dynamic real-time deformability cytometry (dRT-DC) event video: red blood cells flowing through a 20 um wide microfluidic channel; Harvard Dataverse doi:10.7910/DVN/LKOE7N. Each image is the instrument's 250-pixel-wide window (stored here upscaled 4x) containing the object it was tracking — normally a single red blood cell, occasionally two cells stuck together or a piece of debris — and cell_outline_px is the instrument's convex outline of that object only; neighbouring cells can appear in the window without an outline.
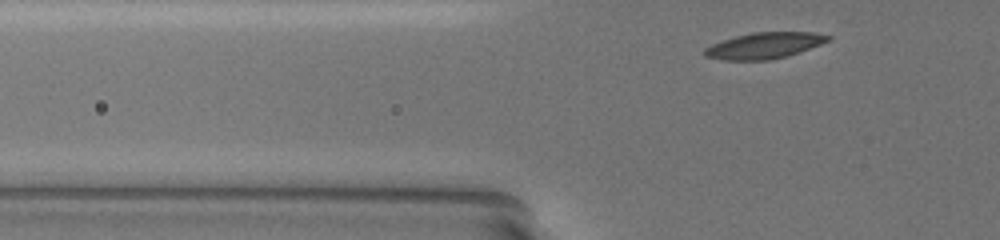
{"species": "common noctule bat (a hibernating species)", "species_latin": "Nyctalus noctula", "temperature_condition": "warm", "stored_images_in_passage": 33, "camera_frame_rate_fps": 3000, "um_per_image_px": 0.085, "animal": {"sex": "female", "body_mass_g": 19.5, "forearm_length_mm": 54.1}, "frame": {"image": 1, "passage_image": 4, "time_ms": 1.0, "image_size_px": [1000, 240], "cell_outline_px": [[832, 40], [800, 52], [788, 56], [768, 60], [720, 60], [704, 56], [704, 48], [712, 44], [736, 36], [752, 32], [812, 32], [832, 36]], "centroid_in_image_um": [64.99, 3.87], "position_along_channel_um": 60.8, "area_um2": 18.9}}
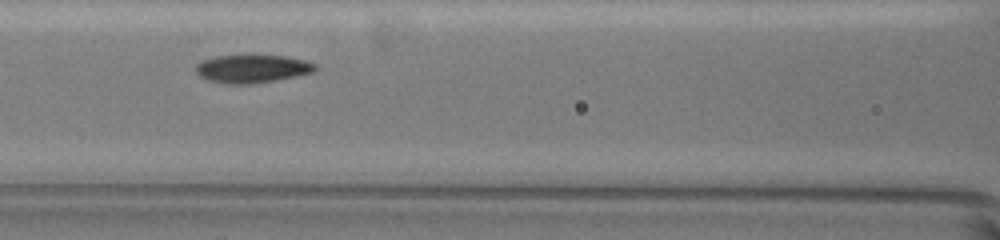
{"frame": {"image": 2, "passage_image": 12, "time_ms": 3.667, "image_size_px": [1000, 240], "cell_outline_px": [[316, 72], [276, 80], [252, 84], [232, 84], [208, 80], [200, 76], [196, 72], [196, 64], [204, 60], [216, 56], [284, 56], [304, 60], [316, 64]], "centroid_in_image_um": [21.46, 5.85], "position_along_channel_um": 145.1, "area_um2": 19.31}}
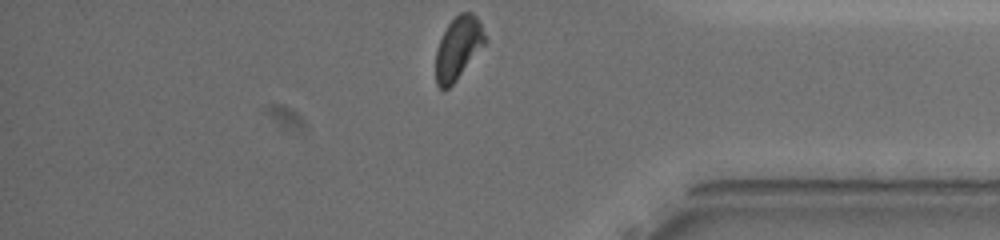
{"frame": {"image": 3, "passage_image": 33, "time_ms": 10.667, "image_size_px": [1000, 240], "cell_outline_px": [[488, 40], [452, 84], [448, 88], [440, 88], [436, 84], [436, 48], [448, 24], [460, 12], [472, 12], [480, 20]], "centroid_in_image_um": [38.96, 4.03], "position_along_channel_um": 396.2, "area_um2": 17.8}, "authors_computed_cell_mechanics": {"area_um2": 19.5942, "velocity_mm_per_s": 3.7628, "shape_relaxation_time_tau1_ms": 2.5367, "shape_relaxation_time_tau2_ms": 1.4117, "deformation_change_tau1": 0.1445, "deformation_change_tau2": 0.0668}}